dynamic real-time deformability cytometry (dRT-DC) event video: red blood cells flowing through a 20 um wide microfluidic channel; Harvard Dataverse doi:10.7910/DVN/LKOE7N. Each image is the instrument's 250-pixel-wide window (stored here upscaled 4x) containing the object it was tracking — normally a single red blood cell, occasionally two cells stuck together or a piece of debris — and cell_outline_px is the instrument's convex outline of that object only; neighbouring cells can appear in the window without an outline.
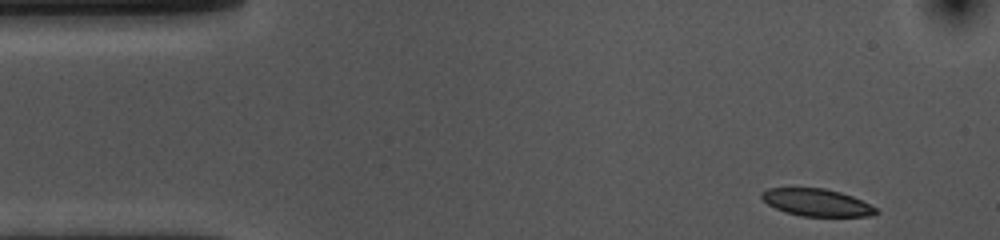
{"species": "common noctule bat (a hibernating species)", "species_latin": "Nyctalus noctula", "temperature_condition": "cold", "stored_images_in_passage": 50, "camera_frame_rate_fps": 3000, "um_per_image_px": 0.085, "animal": {"sex": "female", "body_mass_g": 10.0, "forearm_length_mm": 53.1}, "frame": {"image": 1, "passage_image": 1, "time_ms": 0.0, "image_size_px": [1000, 240], "cell_outline_px": [[880, 212], [872, 216], [800, 216], [784, 212], [768, 204], [760, 196], [760, 192], [768, 188], [824, 188], [840, 192], [852, 196], [876, 208]], "centroid_in_image_um": [69.4, 17.21], "position_along_channel_um": 15.6, "area_um2": 18.15}}
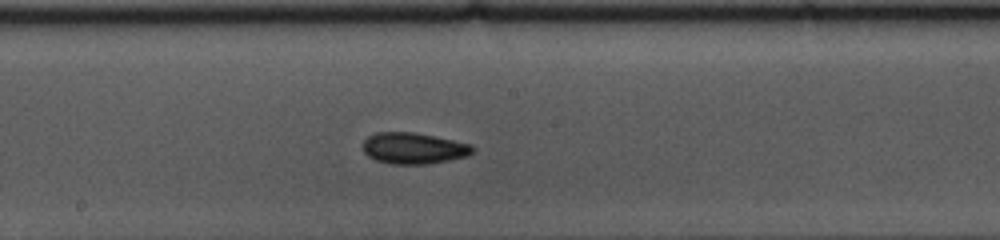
{"frame": {"image": 2, "passage_image": 24, "time_ms": 7.667, "image_size_px": [1000, 240], "cell_outline_px": [[476, 148], [468, 156], [428, 164], [392, 164], [376, 160], [368, 156], [364, 152], [364, 140], [368, 136], [376, 132], [412, 132], [436, 136], [472, 144]], "centroid_in_image_um": [35.18, 12.6], "position_along_channel_um": 213.0, "area_um2": 20.06}}
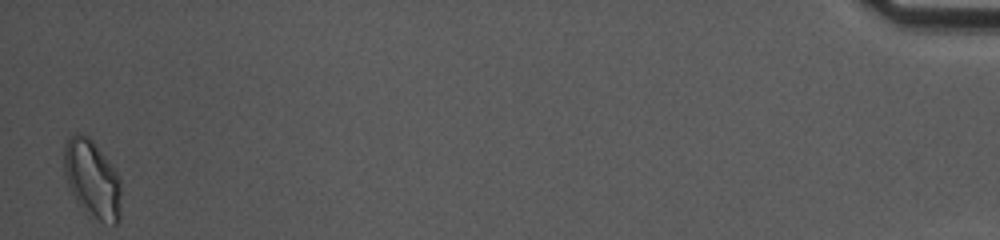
{"frame": {"image": 3, "passage_image": 50, "time_ms": 16.333, "image_size_px": [1000, 240], "cell_outline_px": [[120, 220], [116, 224], [104, 224], [84, 212], [76, 200], [68, 184], [64, 172], [64, 144], [68, 136], [76, 132], [88, 136], [92, 140], [120, 176]], "centroid_in_image_um": [7.83, 15.23], "position_along_channel_um": 427.4, "area_um2": 26.13}, "authors_computed_cell_mechanics": {"area_um2": 19.5364, "velocity_mm_per_s": 3.6082, "shape_relaxation_time_tau1_ms": 6.5315, "shape_relaxation_time_tau2_ms": 3.0569, "deformation_change_tau1": 0.1286, "deformation_change_tau2": 0.0778}}